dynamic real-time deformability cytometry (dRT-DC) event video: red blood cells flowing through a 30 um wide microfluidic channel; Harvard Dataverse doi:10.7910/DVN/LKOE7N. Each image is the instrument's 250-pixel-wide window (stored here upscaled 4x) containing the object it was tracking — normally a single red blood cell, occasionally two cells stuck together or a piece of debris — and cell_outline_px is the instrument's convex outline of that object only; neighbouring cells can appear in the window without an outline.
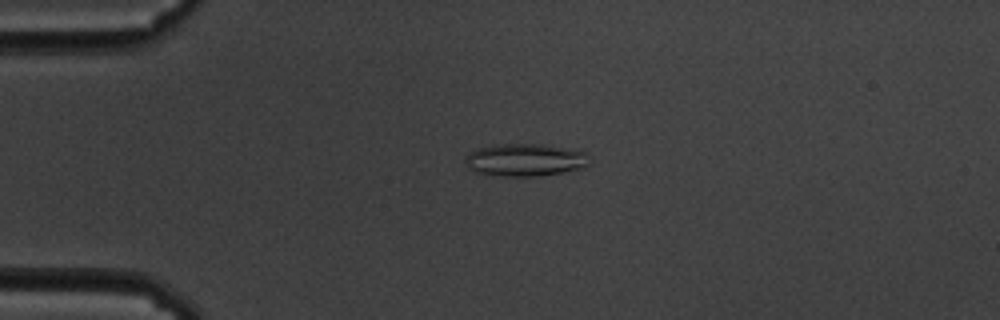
{"species": "common noctule bat (a hibernating species)", "species_latin": "Nyctalus noctula", "temperature_condition": "cold", "stored_images_in_passage": 60, "camera_frame_rate_fps": 3000, "um_per_image_px": 0.085, "animal": {"sex": "male", "body_mass_g": 19.5, "forearm_length_mm": 54.6}, "frame": {"image": 1, "passage_image": 15, "time_ms": 4.667, "image_size_px": [1000, 320], "cell_outline_px": [[588, 164], [584, 168], [540, 176], [492, 176], [468, 168], [464, 160], [468, 152], [476, 148], [504, 144], [540, 144], [584, 152]], "centroid_in_image_um": [44.56, 13.61], "position_along_channel_um": 40.4, "area_um2": 23.29}}
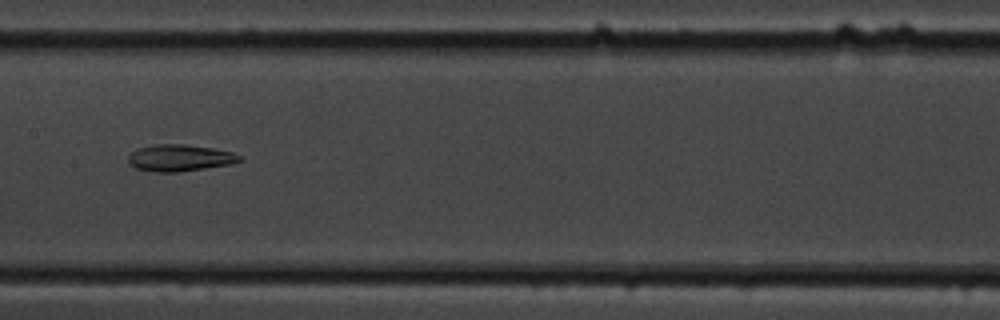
{"frame": {"image": 2, "passage_image": 31, "time_ms": 10.0, "image_size_px": [1000, 320], "cell_outline_px": [[244, 160], [232, 164], [176, 172], [152, 172], [136, 168], [128, 164], [128, 156], [136, 148], [156, 144], [184, 144], [212, 148], [232, 152], [240, 156]], "centroid_in_image_um": [15.26, 13.42], "position_along_channel_um": 192.1, "area_um2": 17.4}}
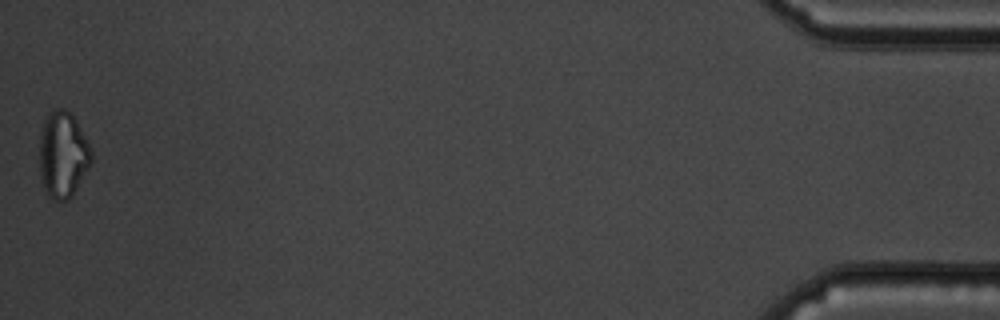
{"frame": {"image": 3, "passage_image": 60, "time_ms": 19.667, "image_size_px": [1000, 320], "cell_outline_px": [[92, 160], [88, 168], [72, 196], [68, 200], [52, 200], [44, 184], [40, 168], [40, 132], [44, 120], [56, 108], [64, 108], [76, 120], [92, 152]], "centroid_in_image_um": [5.35, 13.14], "position_along_channel_um": 429.8, "area_um2": 25.43}}